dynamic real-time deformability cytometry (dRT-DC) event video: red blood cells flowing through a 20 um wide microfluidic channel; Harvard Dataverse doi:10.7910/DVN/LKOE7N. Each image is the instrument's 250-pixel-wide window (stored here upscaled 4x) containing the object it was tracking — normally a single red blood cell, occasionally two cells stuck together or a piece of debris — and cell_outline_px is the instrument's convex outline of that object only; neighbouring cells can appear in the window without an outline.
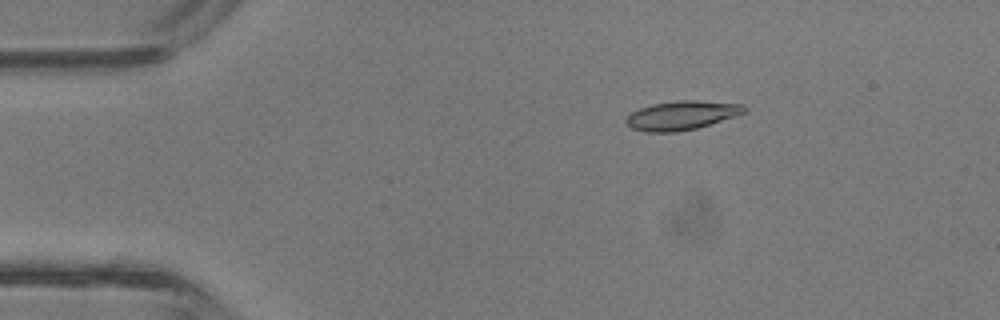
{"species": "common noctule bat (a hibernating species)", "species_latin": "Nyctalus noctula", "temperature_condition": "room temperature", "stored_images_in_passage": 4, "camera_frame_rate_fps": 3000, "um_per_image_px": 0.085, "animal": {"sex": "male", "body_mass_g": 13.3}, "frame": {"image": 1, "passage_image": 2, "time_ms": 0.333, "image_size_px": [1000, 320], "cell_outline_px": [[748, 112], [736, 116], [696, 128], [676, 132], [644, 132], [632, 128], [624, 120], [632, 112], [640, 108], [652, 104], [680, 100], [696, 100], [744, 104], [748, 108]], "centroid_in_image_um": [57.98, 9.8], "position_along_channel_um": 27.0, "area_um2": 20.0}}
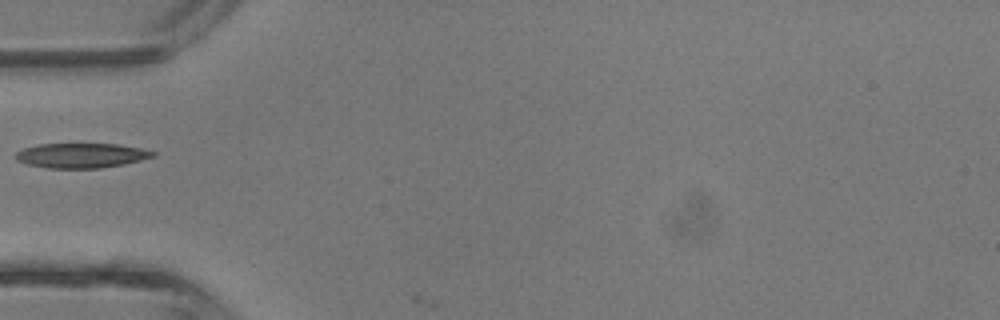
{"frame": {"image": 2, "passage_image": 4, "time_ms": 1.0, "image_size_px": [1000, 320], "cell_outline_px": [[156, 156], [124, 164], [100, 168], [48, 168], [28, 164], [16, 160], [16, 152], [24, 148], [40, 144], [120, 144], [140, 148], [156, 152]], "centroid_in_image_um": [6.93, 13.21], "position_along_channel_um": 78.1, "area_um2": 19.71}}